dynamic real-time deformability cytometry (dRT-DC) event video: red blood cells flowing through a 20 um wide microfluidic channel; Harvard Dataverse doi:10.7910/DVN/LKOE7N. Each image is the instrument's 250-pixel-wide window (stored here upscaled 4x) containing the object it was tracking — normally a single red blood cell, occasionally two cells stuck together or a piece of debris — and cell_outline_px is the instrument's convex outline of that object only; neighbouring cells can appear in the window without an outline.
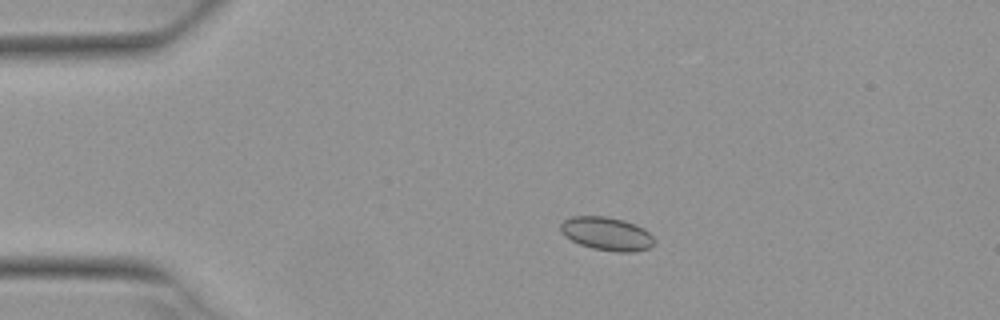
{"species": "Egyptian fruit bat (a non-hibernating species)", "species_latin": "Rousettus aegyptiacus", "temperature_condition": "warm", "stored_images_in_passage": 5, "camera_frame_rate_fps": 3000, "um_per_image_px": 0.085, "animal": {"sex": "female"}, "frame": {"image": 1, "passage_image": 3, "time_ms": 0.667, "image_size_px": [1000, 320], "cell_outline_px": [[652, 244], [648, 248], [632, 252], [616, 252], [592, 248], [580, 244], [564, 236], [560, 232], [560, 224], [564, 220], [572, 216], [604, 216], [624, 220], [636, 224], [644, 228], [652, 236]], "centroid_in_image_um": [51.53, 19.86], "position_along_channel_um": 33.5, "area_um2": 18.15}}
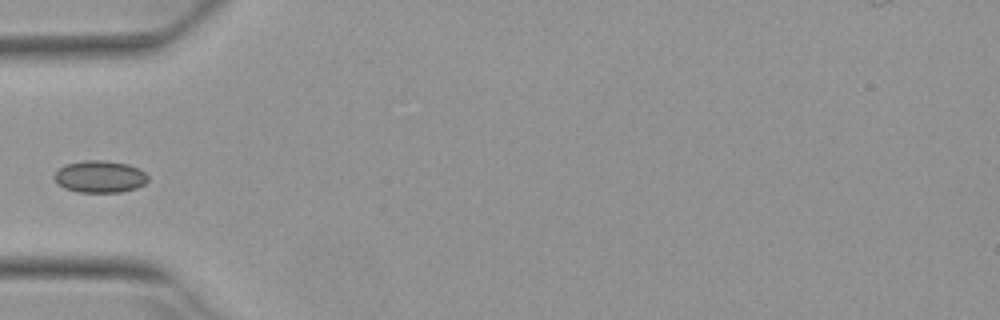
{"frame": {"image": 2, "passage_image": 4, "time_ms": 1.0, "image_size_px": [1000, 320], "cell_outline_px": [[148, 180], [144, 184], [136, 188], [120, 192], [80, 192], [64, 188], [56, 180], [56, 172], [60, 168], [68, 164], [84, 160], [104, 160], [128, 164], [144, 172], [148, 176]], "centroid_in_image_um": [8.52, 15.01], "position_along_channel_um": 76.5, "area_um2": 17.17}}
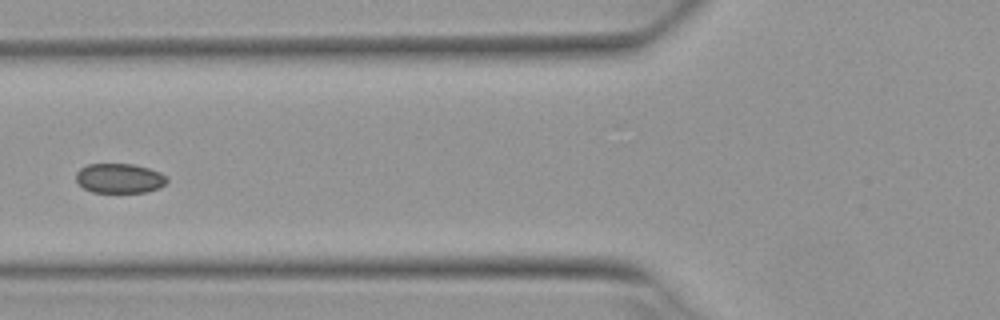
{"frame": {"image": 3, "passage_image": 5, "time_ms": 1.333, "image_size_px": [1000, 320], "cell_outline_px": [[168, 180], [160, 188], [148, 192], [92, 192], [84, 188], [76, 180], [76, 172], [80, 168], [88, 164], [132, 164], [148, 168], [160, 172], [168, 176]], "centroid_in_image_um": [10.18, 15.15], "position_along_channel_um": 115.6, "area_um2": 15.78}}